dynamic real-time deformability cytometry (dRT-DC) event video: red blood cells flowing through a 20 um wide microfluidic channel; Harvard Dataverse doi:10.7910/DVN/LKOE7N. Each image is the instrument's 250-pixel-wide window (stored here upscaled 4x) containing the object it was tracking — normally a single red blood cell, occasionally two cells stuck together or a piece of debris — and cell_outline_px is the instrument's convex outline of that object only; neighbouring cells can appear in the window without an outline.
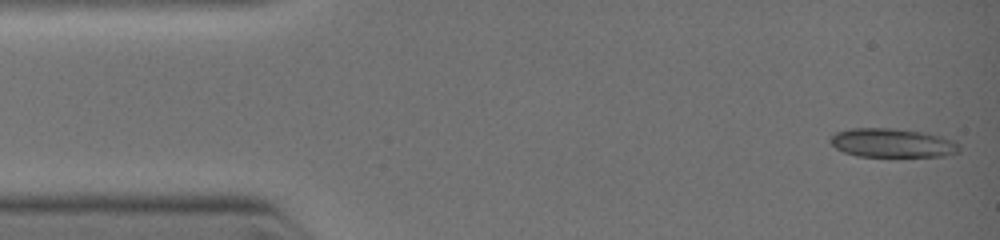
{"species": "common noctule bat (a hibernating species)", "species_latin": "Nyctalus noctula", "temperature_condition": "warm", "stored_images_in_passage": 44, "camera_frame_rate_fps": 3000, "um_per_image_px": 0.085, "animal": {"sex": "female", "body_mass_g": 19.0, "forearm_length_mm": 51.5}, "frame": {"image": 1, "passage_image": 1, "time_ms": 0.0, "image_size_px": [1000, 240], "cell_outline_px": [[960, 152], [944, 156], [856, 156], [844, 152], [836, 148], [828, 140], [836, 132], [852, 128], [892, 128], [924, 132], [940, 136], [952, 140], [960, 144]], "centroid_in_image_um": [75.86, 12.15], "position_along_channel_um": 9.1, "area_um2": 21.73}}
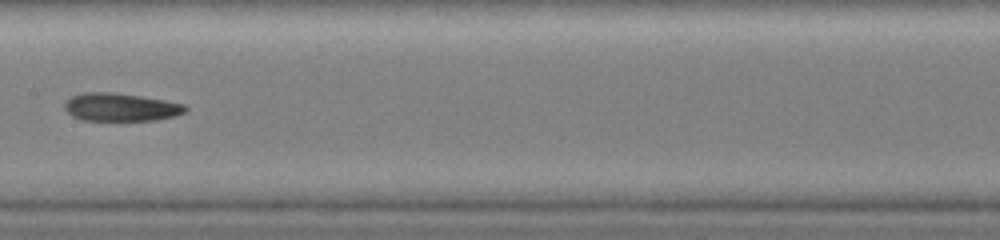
{"frame": {"image": 2, "passage_image": 21, "time_ms": 5.333, "image_size_px": [1000, 240], "cell_outline_px": [[188, 108], [184, 112], [172, 116], [156, 120], [84, 120], [72, 116], [64, 108], [64, 104], [72, 96], [84, 92], [112, 92], [140, 96], [164, 100], [184, 104]], "centroid_in_image_um": [10.24, 9.1], "position_along_channel_um": 197.2, "area_um2": 19.48}}
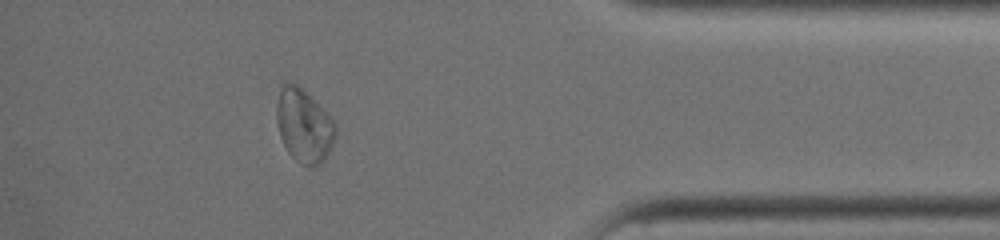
{"frame": {"image": 3, "passage_image": 38, "time_ms": 9.667, "image_size_px": [1000, 240], "cell_outline_px": [[336, 132], [332, 144], [324, 160], [320, 164], [312, 168], [300, 164], [288, 152], [280, 136], [276, 120], [276, 104], [280, 92], [284, 84], [288, 80], [296, 84], [336, 124]], "centroid_in_image_um": [25.81, 10.73], "position_along_channel_um": 409.4, "area_um2": 24.62}}